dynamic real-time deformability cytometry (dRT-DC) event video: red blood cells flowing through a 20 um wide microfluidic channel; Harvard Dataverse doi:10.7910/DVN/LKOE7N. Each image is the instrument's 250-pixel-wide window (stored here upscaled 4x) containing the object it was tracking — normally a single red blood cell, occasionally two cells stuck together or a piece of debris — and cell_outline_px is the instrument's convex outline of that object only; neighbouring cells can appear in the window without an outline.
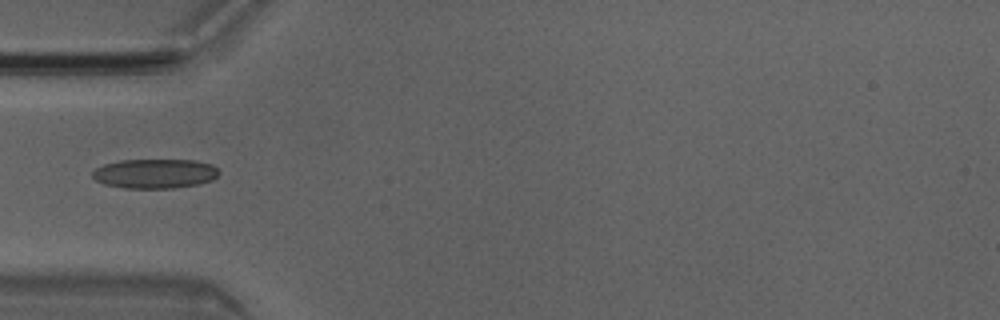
{"species": "Egyptian fruit bat (a non-hibernating species)", "species_latin": "Rousettus aegyptiacus", "temperature_condition": "room temperature", "stored_images_in_passage": 5, "camera_frame_rate_fps": 3000, "um_per_image_px": 0.085, "animal": {"sex": "male"}, "frame": {"image": 1, "passage_image": 5, "time_ms": 1.333, "image_size_px": [1000, 320], "cell_outline_px": [[220, 172], [212, 180], [200, 184], [172, 188], [124, 188], [104, 184], [96, 180], [92, 176], [92, 172], [96, 168], [104, 164], [120, 160], [196, 160], [212, 164]], "centroid_in_image_um": [13.17, 14.75], "position_along_channel_um": 71.8, "area_um2": 21.79}}